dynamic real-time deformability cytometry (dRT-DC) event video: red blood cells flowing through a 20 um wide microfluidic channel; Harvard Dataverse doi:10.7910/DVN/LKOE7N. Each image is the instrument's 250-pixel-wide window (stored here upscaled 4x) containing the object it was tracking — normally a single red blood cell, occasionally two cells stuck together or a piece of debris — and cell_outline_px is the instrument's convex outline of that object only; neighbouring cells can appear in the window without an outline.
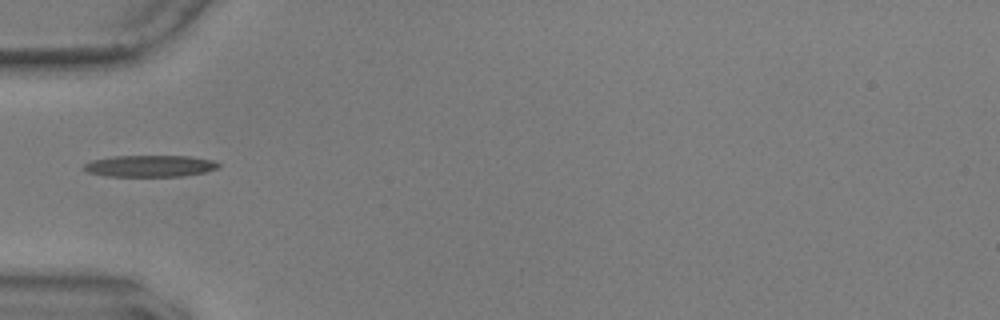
{"species": "common noctule bat (a hibernating species)", "species_latin": "Nyctalus noctula", "temperature_condition": "warm", "stored_images_in_passage": 11, "camera_frame_rate_fps": 3000, "um_per_image_px": 0.085, "animal": {"sex": "male", "body_mass_g": 17.9, "forearm_length_mm": 54.2}, "frame": {"image": 1, "passage_image": 1, "time_ms": 0.0, "image_size_px": [1000, 320], "cell_outline_px": [[220, 168], [204, 172], [180, 176], [104, 176], [88, 172], [84, 168], [84, 164], [92, 160], [112, 156], [188, 156], [212, 160], [220, 164]], "centroid_in_image_um": [12.74, 14.11], "position_along_channel_um": 72.3, "area_um2": 16.88}}